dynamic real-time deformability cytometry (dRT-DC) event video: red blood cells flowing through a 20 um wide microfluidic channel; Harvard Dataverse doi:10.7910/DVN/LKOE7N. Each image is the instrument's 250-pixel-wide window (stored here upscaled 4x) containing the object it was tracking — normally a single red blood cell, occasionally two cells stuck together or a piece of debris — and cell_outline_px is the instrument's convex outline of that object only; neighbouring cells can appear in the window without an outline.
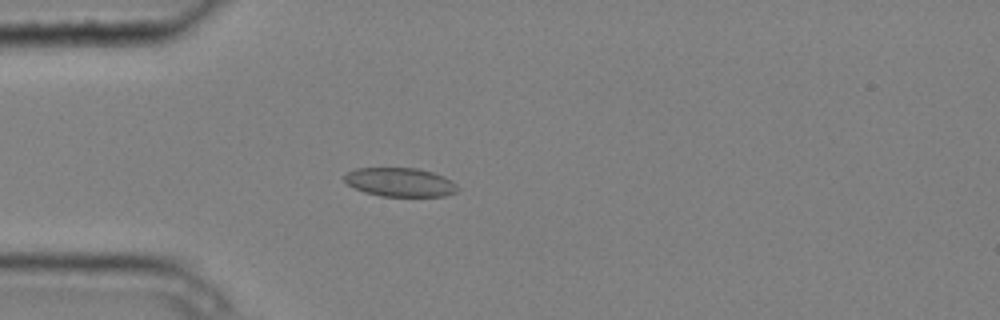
{"species": "common noctule bat (a hibernating species)", "species_latin": "Nyctalus noctula", "temperature_condition": "cold", "stored_images_in_passage": 2, "camera_frame_rate_fps": 3000, "um_per_image_px": 0.085, "animal": {"sex": "male", "body_mass_g": 20.4}, "frame": {"image": 1, "passage_image": 2, "time_ms": 0.333, "image_size_px": [1000, 320], "cell_outline_px": [[460, 188], [456, 192], [444, 196], [380, 196], [364, 192], [348, 184], [344, 180], [344, 176], [348, 172], [356, 168], [416, 168], [432, 172], [444, 176], [452, 180]], "centroid_in_image_um": [34.03, 15.49], "position_along_channel_um": 51.0, "area_um2": 19.02}}